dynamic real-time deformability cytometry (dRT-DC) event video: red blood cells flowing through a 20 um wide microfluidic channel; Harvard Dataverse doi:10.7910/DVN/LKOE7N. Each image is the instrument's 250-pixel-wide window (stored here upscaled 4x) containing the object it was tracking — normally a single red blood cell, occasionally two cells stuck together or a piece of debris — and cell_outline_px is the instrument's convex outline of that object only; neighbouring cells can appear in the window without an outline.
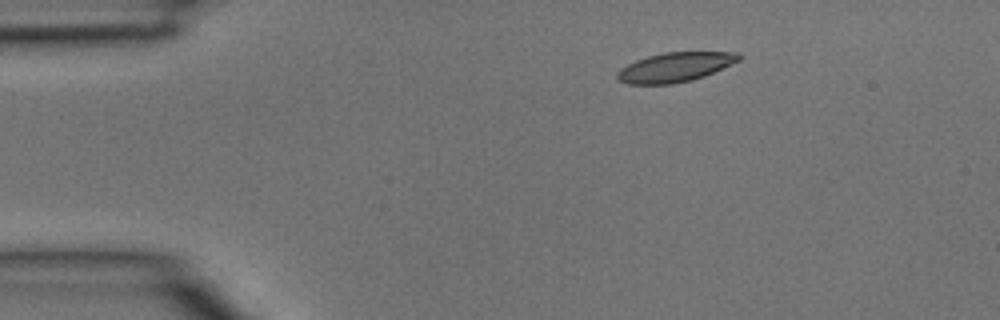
{"species": "common noctule bat (a hibernating species)", "species_latin": "Nyctalus noctula", "temperature_condition": "room temperature", "stored_images_in_passage": 3, "camera_frame_rate_fps": 3000, "um_per_image_px": 0.085, "animal": {"sex": "male", "body_mass_g": 15.6}, "frame": {"image": 1, "passage_image": 1, "time_ms": 0.0, "image_size_px": [1000, 320], "cell_outline_px": [[744, 56], [740, 60], [704, 76], [692, 80], [672, 84], [628, 84], [620, 80], [616, 76], [616, 72], [620, 68], [636, 60], [648, 56], [664, 52], [740, 52]], "centroid_in_image_um": [57.4, 5.7], "position_along_channel_um": 27.6, "area_um2": 20.87}}
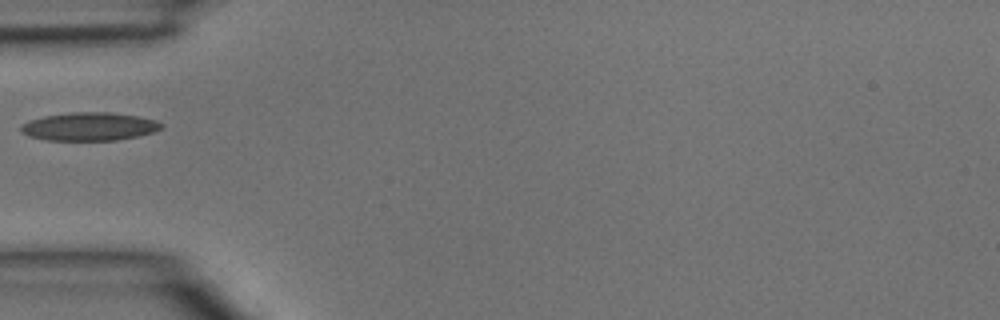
{"frame": {"image": 2, "passage_image": 3, "time_ms": 0.667, "image_size_px": [1000, 320], "cell_outline_px": [[164, 128], [152, 132], [136, 136], [116, 140], [48, 140], [28, 136], [20, 132], [20, 124], [28, 120], [44, 116], [72, 112], [108, 112], [136, 116], [156, 120], [164, 124]], "centroid_in_image_um": [7.56, 10.75], "position_along_channel_um": 77.4, "area_um2": 23.12}}